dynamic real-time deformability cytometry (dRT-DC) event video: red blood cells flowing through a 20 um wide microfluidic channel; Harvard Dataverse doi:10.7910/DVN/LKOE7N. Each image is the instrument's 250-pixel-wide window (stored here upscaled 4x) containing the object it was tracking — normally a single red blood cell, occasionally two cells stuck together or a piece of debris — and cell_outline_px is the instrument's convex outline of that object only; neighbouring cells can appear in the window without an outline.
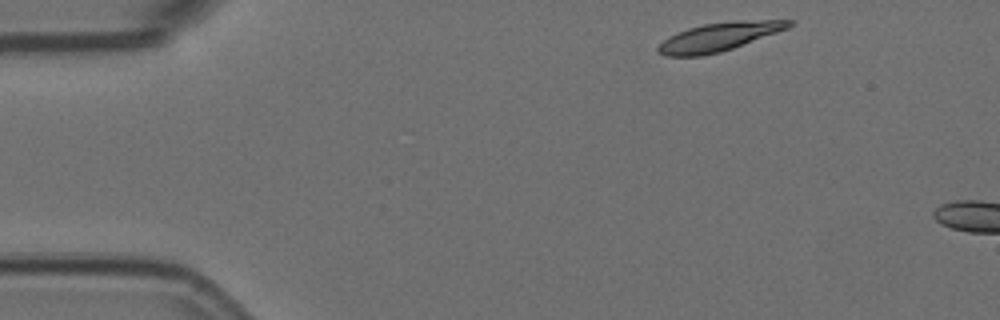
{"species": "Egyptian fruit bat (a non-hibernating species)", "species_latin": "Rousettus aegyptiacus", "temperature_condition": "room temperature", "stored_images_in_passage": 7, "camera_frame_rate_fps": 3000, "um_per_image_px": 0.085, "animal": {"sex": "female"}, "frame": {"image": 1, "passage_image": 1, "time_ms": 0.0, "image_size_px": [1000, 320], "cell_outline_px": [[792, 24], [788, 28], [732, 48], [720, 52], [700, 56], [664, 56], [656, 52], [656, 48], [664, 40], [688, 28], [704, 24], [736, 20], [792, 20]], "centroid_in_image_um": [61.09, 3.13], "position_along_channel_um": 23.9, "area_um2": 21.33}}